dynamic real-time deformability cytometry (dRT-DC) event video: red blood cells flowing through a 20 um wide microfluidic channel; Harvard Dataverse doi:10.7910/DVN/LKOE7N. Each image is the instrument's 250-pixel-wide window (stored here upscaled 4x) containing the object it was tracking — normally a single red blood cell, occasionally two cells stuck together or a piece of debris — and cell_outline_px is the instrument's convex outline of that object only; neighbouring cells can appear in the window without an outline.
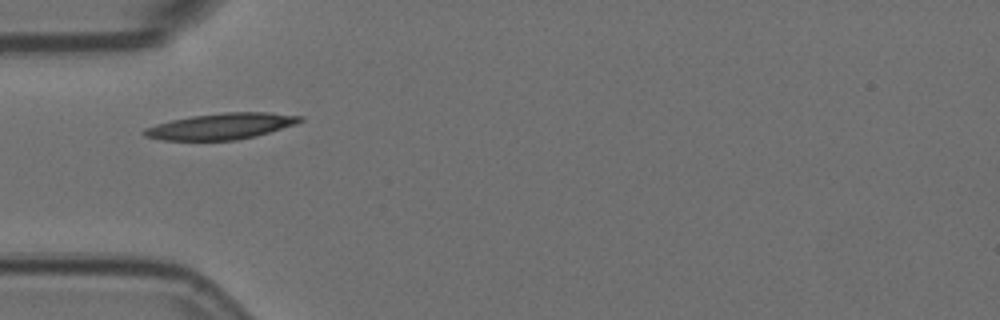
{"species": "Egyptian fruit bat (a non-hibernating species)", "species_latin": "Rousettus aegyptiacus", "temperature_condition": "room temperature", "stored_images_in_passage": 2, "camera_frame_rate_fps": 3000, "um_per_image_px": 0.085, "animal": {"sex": "female"}, "frame": {"image": 1, "passage_image": 1, "time_ms": 0.0, "image_size_px": [1000, 320], "cell_outline_px": [[304, 120], [296, 124], [256, 136], [236, 140], [160, 140], [144, 136], [140, 132], [144, 128], [156, 124], [172, 120], [192, 116], [224, 112], [268, 112], [304, 116]], "centroid_in_image_um": [18.8, 10.73], "position_along_channel_um": 66.2, "area_um2": 23.81}}
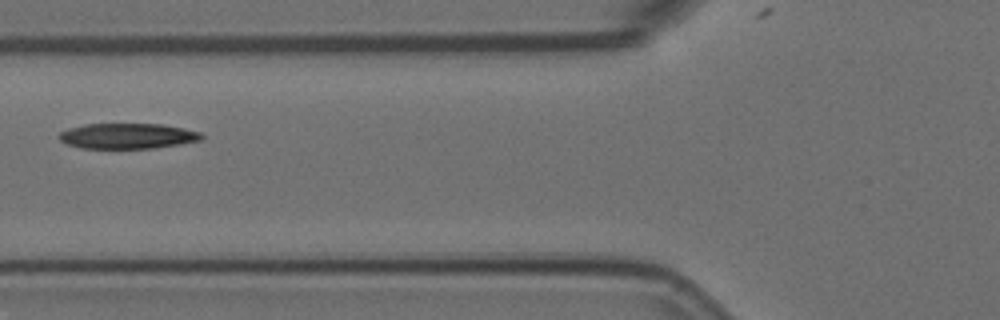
{"frame": {"image": 2, "passage_image": 2, "time_ms": 0.333, "image_size_px": [1000, 320], "cell_outline_px": [[204, 136], [200, 140], [180, 144], [152, 148], [80, 148], [68, 144], [60, 140], [56, 136], [60, 132], [68, 128], [84, 124], [164, 124], [184, 128], [200, 132]], "centroid_in_image_um": [10.82, 11.55], "position_along_channel_um": 115.0, "area_um2": 21.15}}